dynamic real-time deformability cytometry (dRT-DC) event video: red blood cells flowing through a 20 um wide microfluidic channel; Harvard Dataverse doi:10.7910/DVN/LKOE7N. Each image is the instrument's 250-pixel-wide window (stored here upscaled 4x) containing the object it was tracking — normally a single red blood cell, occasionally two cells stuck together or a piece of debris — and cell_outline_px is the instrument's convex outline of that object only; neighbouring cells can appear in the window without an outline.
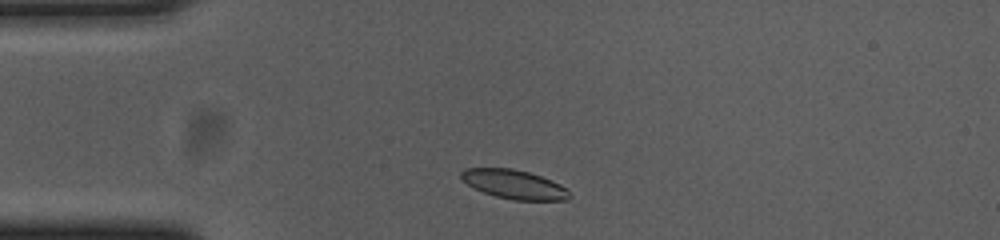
{"species": "common noctule bat (a hibernating species)", "species_latin": "Nyctalus noctula", "temperature_condition": "cold", "stored_images_in_passage": 37, "camera_frame_rate_fps": 3000, "um_per_image_px": 0.085, "animal": {"sex": "female", "body_mass_g": 23.0, "forearm_length_mm": 53.4}, "frame": {"image": 1, "passage_image": 2, "time_ms": 0.333, "image_size_px": [1000, 240], "cell_outline_px": [[572, 196], [568, 200], [512, 200], [496, 196], [472, 188], [460, 180], [460, 172], [464, 168], [512, 168], [528, 172], [552, 180], [568, 188]], "centroid_in_image_um": [43.69, 15.67], "position_along_channel_um": 41.3, "area_um2": 18.61}}
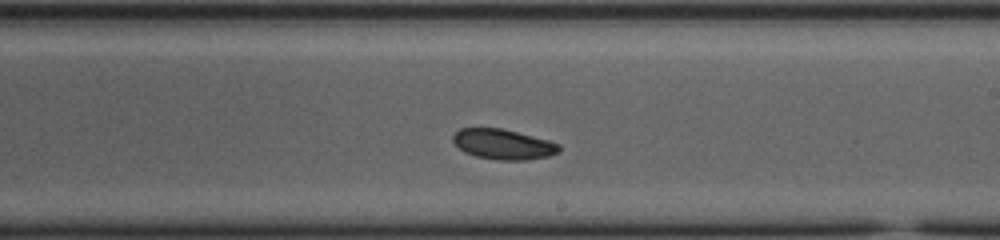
{"frame": {"image": 2, "passage_image": 21, "time_ms": 6.667, "image_size_px": [1000, 240], "cell_outline_px": [[560, 152], [548, 156], [524, 160], [496, 160], [476, 156], [464, 152], [452, 140], [452, 136], [460, 128], [500, 128], [548, 140], [560, 144]], "centroid_in_image_um": [42.77, 12.27], "position_along_channel_um": 246.2, "area_um2": 18.55}}
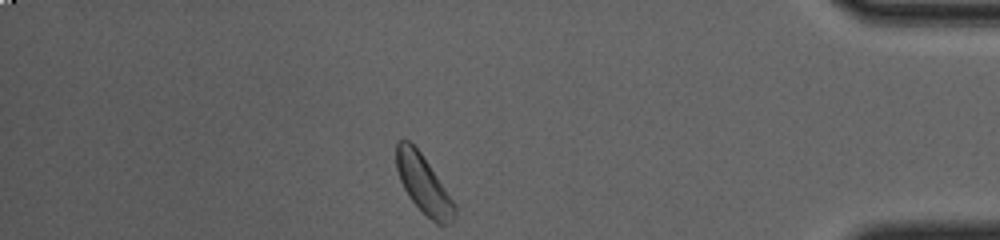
{"frame": {"image": 3, "passage_image": 37, "time_ms": 12.0, "image_size_px": [1000, 240], "cell_outline_px": [[456, 216], [452, 224], [436, 224], [408, 196], [400, 180], [396, 168], [396, 144], [400, 140], [408, 140], [420, 152], [456, 204]], "centroid_in_image_um": [36.02, 15.69], "position_along_channel_um": 399.2, "area_um2": 19.48}, "authors_computed_cell_mechanics": {"area_um2": 19.0162, "velocity_mm_per_s": 3.6263, "shape_relaxation_time_tau1_ms": 4.4078, "shape_relaxation_time_tau2_ms": null, "deformation_change_tau1": 0.086, "deformation_change_tau2": null}}